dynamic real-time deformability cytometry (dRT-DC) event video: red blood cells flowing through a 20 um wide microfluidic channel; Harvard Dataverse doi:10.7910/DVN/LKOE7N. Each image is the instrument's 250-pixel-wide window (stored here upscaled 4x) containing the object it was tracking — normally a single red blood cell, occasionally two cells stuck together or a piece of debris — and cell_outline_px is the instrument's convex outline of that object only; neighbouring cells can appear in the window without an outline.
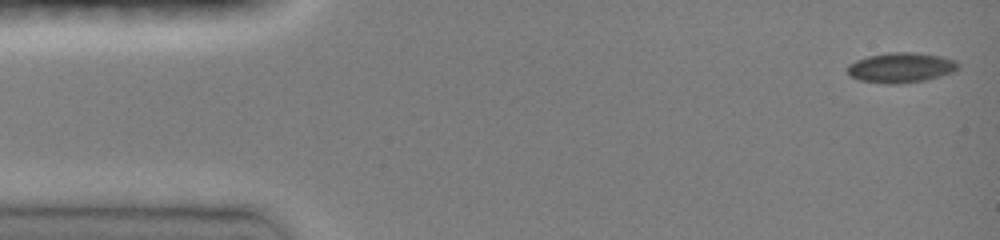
{"species": "common noctule bat (a hibernating species)", "species_latin": "Nyctalus noctula", "temperature_condition": "room temperature", "stored_images_in_passage": 47, "camera_frame_rate_fps": 3000, "um_per_image_px": 0.085, "animal": {"sex": "female", "body_mass_g": 19.0, "forearm_length_mm": 51.5}, "frame": {"image": 1, "passage_image": 1, "time_ms": 0.0, "image_size_px": [1000, 240], "cell_outline_px": [[960, 68], [952, 72], [940, 76], [924, 80], [896, 84], [888, 84], [860, 80], [848, 76], [848, 64], [856, 60], [868, 56], [888, 52], [912, 52], [940, 56], [956, 60], [960, 64]], "centroid_in_image_um": [76.58, 5.74], "position_along_channel_um": 8.4, "area_um2": 19.42}}
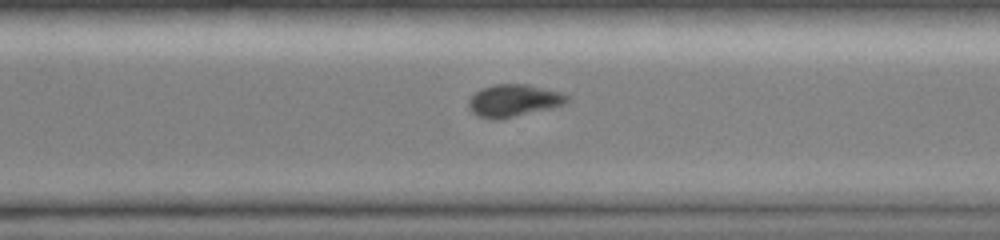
{"frame": {"image": 2, "passage_image": 33, "time_ms": 10.667, "image_size_px": [1000, 240], "cell_outline_px": [[568, 100], [564, 104], [552, 108], [492, 120], [476, 116], [468, 108], [468, 100], [480, 88], [492, 84], [528, 84], [560, 92], [568, 96]], "centroid_in_image_um": [43.61, 8.54], "position_along_channel_um": 327.0, "area_um2": 18.44}}
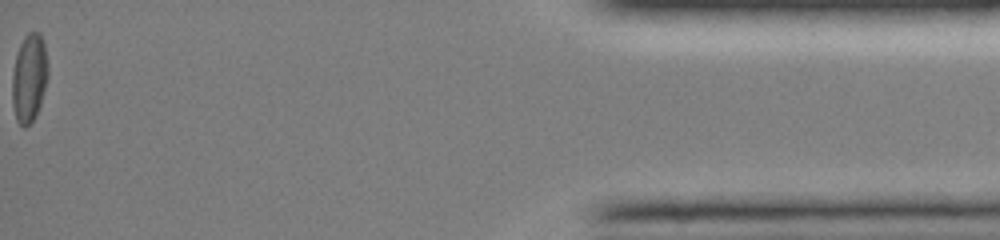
{"frame": {"image": 3, "passage_image": 47, "time_ms": 15.333, "image_size_px": [1000, 240], "cell_outline_px": [[48, 76], [40, 104], [32, 120], [24, 128], [16, 120], [12, 104], [12, 72], [16, 56], [20, 44], [24, 36], [28, 32], [40, 32], [44, 40], [48, 68]], "centroid_in_image_um": [2.48, 6.58], "position_along_channel_um": 432.7, "area_um2": 18.44}, "authors_computed_cell_mechanics": {"area_um2": 18.8428, "velocity_mm_per_s": 4.0706, "shape_relaxation_time_tau1_ms": 8.4494, "shape_relaxation_time_tau2_ms": null, "deformation_change_tau1": 0.166, "deformation_change_tau2": null}}